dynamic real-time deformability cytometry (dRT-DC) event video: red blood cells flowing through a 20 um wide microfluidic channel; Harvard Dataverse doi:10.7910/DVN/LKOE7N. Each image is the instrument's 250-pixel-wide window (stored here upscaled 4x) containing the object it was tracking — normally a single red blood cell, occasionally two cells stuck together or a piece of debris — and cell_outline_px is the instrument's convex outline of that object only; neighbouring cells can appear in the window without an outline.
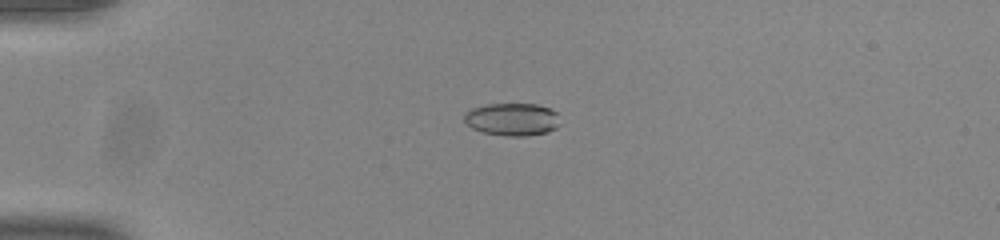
{"species": "common noctule bat (a hibernating species)", "species_latin": "Nyctalus noctula", "temperature_condition": "room temperature", "stored_images_in_passage": 44, "camera_frame_rate_fps": 3000, "um_per_image_px": 0.085, "animal": {"sex": "male", "body_mass_g": 20.0, "forearm_length_mm": 53.3}, "frame": {"image": 1, "passage_image": 4, "time_ms": 1.0, "image_size_px": [1000, 240], "cell_outline_px": [[556, 128], [548, 132], [528, 136], [504, 136], [480, 132], [472, 128], [464, 120], [464, 116], [472, 108], [488, 104], [536, 104], [548, 108], [556, 112]], "centroid_in_image_um": [43.5, 10.16], "position_along_channel_um": 41.5, "area_um2": 18.03}}
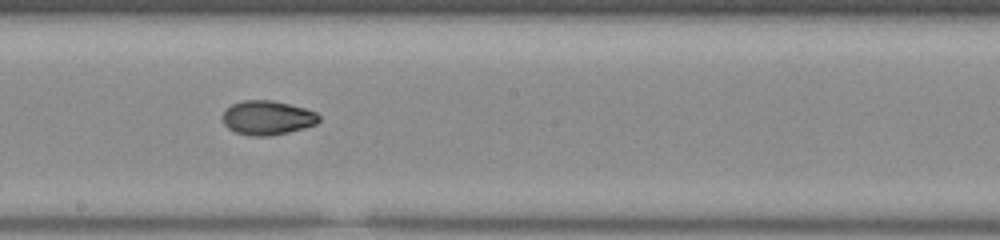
{"frame": {"image": 2, "passage_image": 21, "time_ms": 6.667, "image_size_px": [1000, 240], "cell_outline_px": [[320, 120], [316, 124], [304, 128], [288, 132], [268, 136], [248, 136], [236, 132], [228, 128], [224, 124], [224, 108], [232, 104], [244, 100], [272, 100], [304, 108], [316, 112], [320, 116]], "centroid_in_image_um": [22.73, 10.01], "position_along_channel_um": 225.5, "area_um2": 19.19}}
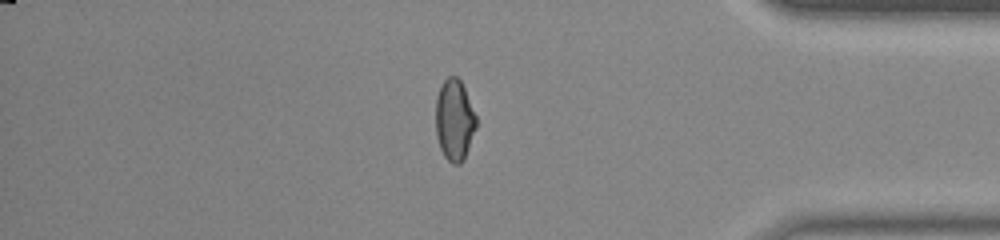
{"frame": {"image": 3, "passage_image": 36, "time_ms": 11.667, "image_size_px": [1000, 240], "cell_outline_px": [[476, 128], [464, 160], [460, 164], [452, 164], [444, 156], [440, 148], [436, 136], [436, 96], [440, 84], [448, 76], [456, 76], [460, 80], [464, 88], [476, 116]], "centroid_in_image_um": [38.61, 10.21], "position_along_channel_um": 396.6, "area_um2": 19.25}, "authors_computed_cell_mechanics": {"area_um2": 19.1896, "velocity_mm_per_s": 3.9025, "shape_relaxation_time_tau1_ms": null, "shape_relaxation_time_tau2_ms": 1.5229, "deformation_change_tau1": null, "deformation_change_tau2": 0.0442}}